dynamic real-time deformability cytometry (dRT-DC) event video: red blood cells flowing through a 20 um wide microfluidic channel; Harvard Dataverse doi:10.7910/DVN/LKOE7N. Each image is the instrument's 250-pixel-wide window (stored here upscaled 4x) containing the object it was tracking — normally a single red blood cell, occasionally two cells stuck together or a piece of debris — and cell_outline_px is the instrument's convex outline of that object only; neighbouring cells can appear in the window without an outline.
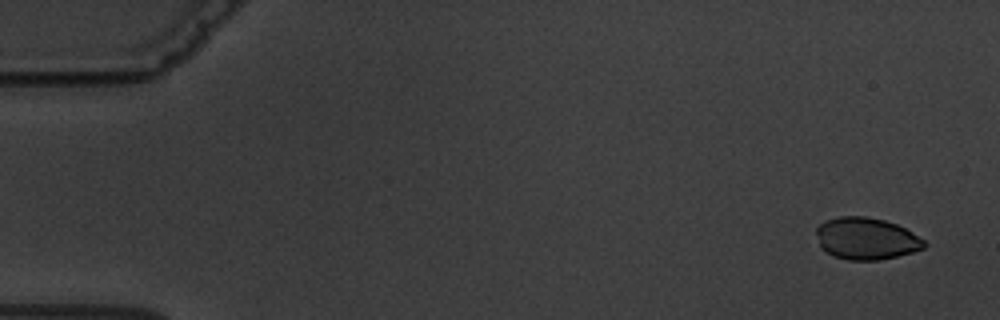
{"species": "common noctule bat (a hibernating species)", "species_latin": "Nyctalus noctula", "temperature_condition": "warm", "stored_images_in_passage": 5, "camera_frame_rate_fps": 3000, "um_per_image_px": 0.085, "animal": {"sex": "male", "body_mass_g": 19.5, "forearm_length_mm": 54.6}, "frame": {"image": 1, "passage_image": 1, "time_ms": 0.0, "image_size_px": [1000, 320], "cell_outline_px": [[928, 244], [924, 248], [912, 252], [880, 260], [848, 260], [832, 256], [820, 248], [816, 232], [816, 228], [824, 220], [840, 216], [864, 216], [884, 220], [896, 224], [912, 232], [924, 240]], "centroid_in_image_um": [73.6, 20.28], "position_along_channel_um": 11.4, "area_um2": 26.53}}
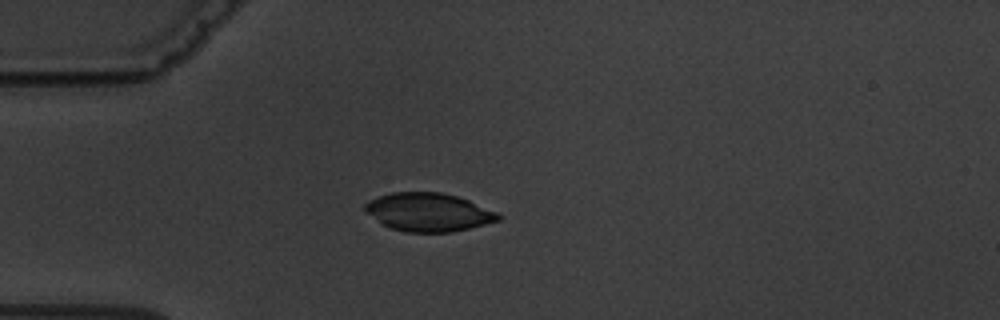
{"frame": {"image": 2, "passage_image": 5, "time_ms": 4.333, "image_size_px": [1000, 320], "cell_outline_px": [[504, 216], [500, 220], [452, 232], [408, 232], [392, 228], [384, 224], [368, 212], [364, 208], [364, 204], [368, 200], [376, 196], [392, 192], [440, 192], [456, 196], [468, 200], [496, 212]], "centroid_in_image_um": [36.43, 18.02], "position_along_channel_um": 48.6, "area_um2": 29.42}}